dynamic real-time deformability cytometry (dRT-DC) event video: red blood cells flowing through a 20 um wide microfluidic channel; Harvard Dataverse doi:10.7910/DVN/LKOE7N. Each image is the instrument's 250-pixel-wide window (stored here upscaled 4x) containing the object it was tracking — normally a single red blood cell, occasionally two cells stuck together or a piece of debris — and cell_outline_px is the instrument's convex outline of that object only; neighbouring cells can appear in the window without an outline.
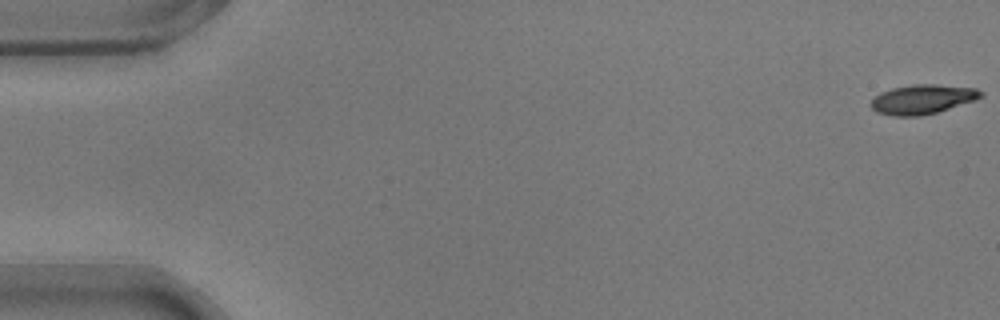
{"species": "common noctule bat (a hibernating species)", "species_latin": "Nyctalus noctula", "temperature_condition": "warm", "stored_images_in_passage": 13, "camera_frame_rate_fps": 3000, "um_per_image_px": 0.085, "animal": {"sex": "male", "body_mass_g": 17.9}, "frame": {"image": 1, "passage_image": 1, "time_ms": 0.0, "image_size_px": [1000, 320], "cell_outline_px": [[984, 96], [976, 100], [936, 112], [920, 116], [892, 116], [876, 112], [872, 108], [872, 100], [880, 92], [892, 88], [912, 84], [936, 84], [976, 88], [984, 92]], "centroid_in_image_um": [78.44, 8.43], "position_along_channel_um": 6.6, "area_um2": 18.9}}